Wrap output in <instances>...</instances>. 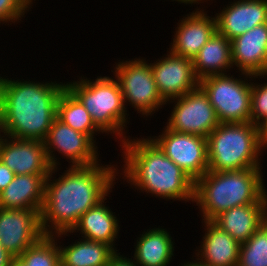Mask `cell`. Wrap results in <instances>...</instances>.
Here are the masks:
<instances>
[{"label":"cell","instance_id":"cell-1","mask_svg":"<svg viewBox=\"0 0 267 266\" xmlns=\"http://www.w3.org/2000/svg\"><path fill=\"white\" fill-rule=\"evenodd\" d=\"M96 163L86 167H69L58 179L52 168L45 183L41 210V228L45 235L72 231L80 217L105 199L113 188L118 169L115 165ZM51 178H54L51 180ZM51 222V223H50Z\"/></svg>","mask_w":267,"mask_h":266},{"label":"cell","instance_id":"cell-2","mask_svg":"<svg viewBox=\"0 0 267 266\" xmlns=\"http://www.w3.org/2000/svg\"><path fill=\"white\" fill-rule=\"evenodd\" d=\"M61 83V84H60ZM0 81V131L17 139L44 141L57 118V103L66 84Z\"/></svg>","mask_w":267,"mask_h":266},{"label":"cell","instance_id":"cell-3","mask_svg":"<svg viewBox=\"0 0 267 266\" xmlns=\"http://www.w3.org/2000/svg\"><path fill=\"white\" fill-rule=\"evenodd\" d=\"M123 175L131 186L162 199L194 201L195 182L151 138H127Z\"/></svg>","mask_w":267,"mask_h":266},{"label":"cell","instance_id":"cell-4","mask_svg":"<svg viewBox=\"0 0 267 266\" xmlns=\"http://www.w3.org/2000/svg\"><path fill=\"white\" fill-rule=\"evenodd\" d=\"M262 168L207 171L194 184V203L202 220L213 221L230 208L255 204L266 193Z\"/></svg>","mask_w":267,"mask_h":266},{"label":"cell","instance_id":"cell-5","mask_svg":"<svg viewBox=\"0 0 267 266\" xmlns=\"http://www.w3.org/2000/svg\"><path fill=\"white\" fill-rule=\"evenodd\" d=\"M207 149L208 171L220 172L261 168L259 156L266 148L259 126L250 121L220 123L207 137Z\"/></svg>","mask_w":267,"mask_h":266},{"label":"cell","instance_id":"cell-6","mask_svg":"<svg viewBox=\"0 0 267 266\" xmlns=\"http://www.w3.org/2000/svg\"><path fill=\"white\" fill-rule=\"evenodd\" d=\"M66 87L81 101L101 133L116 134L122 143L126 140L128 114L117 80L98 76L91 81L81 76L80 81L68 82Z\"/></svg>","mask_w":267,"mask_h":266},{"label":"cell","instance_id":"cell-7","mask_svg":"<svg viewBox=\"0 0 267 266\" xmlns=\"http://www.w3.org/2000/svg\"><path fill=\"white\" fill-rule=\"evenodd\" d=\"M241 75L245 76L244 80L230 77L229 73L199 80V86L207 94L220 123L251 121V82H247V78L251 81L250 78H258V75Z\"/></svg>","mask_w":267,"mask_h":266},{"label":"cell","instance_id":"cell-8","mask_svg":"<svg viewBox=\"0 0 267 266\" xmlns=\"http://www.w3.org/2000/svg\"><path fill=\"white\" fill-rule=\"evenodd\" d=\"M114 69L125 105L131 104L138 113L148 117L167 104L158 92L150 63L145 59L121 61Z\"/></svg>","mask_w":267,"mask_h":266},{"label":"cell","instance_id":"cell-9","mask_svg":"<svg viewBox=\"0 0 267 266\" xmlns=\"http://www.w3.org/2000/svg\"><path fill=\"white\" fill-rule=\"evenodd\" d=\"M166 103L175 104L166 123L167 129L207 138L220 124L207 94L200 86Z\"/></svg>","mask_w":267,"mask_h":266},{"label":"cell","instance_id":"cell-10","mask_svg":"<svg viewBox=\"0 0 267 266\" xmlns=\"http://www.w3.org/2000/svg\"><path fill=\"white\" fill-rule=\"evenodd\" d=\"M163 129L158 137L150 138L195 182L208 171L207 138Z\"/></svg>","mask_w":267,"mask_h":266},{"label":"cell","instance_id":"cell-11","mask_svg":"<svg viewBox=\"0 0 267 266\" xmlns=\"http://www.w3.org/2000/svg\"><path fill=\"white\" fill-rule=\"evenodd\" d=\"M96 144L56 118L44 140L47 159L52 168H58L55 151L69 159L71 167L92 166L100 161ZM54 152V153H53Z\"/></svg>","mask_w":267,"mask_h":266},{"label":"cell","instance_id":"cell-12","mask_svg":"<svg viewBox=\"0 0 267 266\" xmlns=\"http://www.w3.org/2000/svg\"><path fill=\"white\" fill-rule=\"evenodd\" d=\"M40 213V209L0 208V244L14 257L45 235Z\"/></svg>","mask_w":267,"mask_h":266},{"label":"cell","instance_id":"cell-13","mask_svg":"<svg viewBox=\"0 0 267 266\" xmlns=\"http://www.w3.org/2000/svg\"><path fill=\"white\" fill-rule=\"evenodd\" d=\"M154 80L161 97L167 102L183 96L199 86L193 61L168 52L166 57L150 63Z\"/></svg>","mask_w":267,"mask_h":266},{"label":"cell","instance_id":"cell-14","mask_svg":"<svg viewBox=\"0 0 267 266\" xmlns=\"http://www.w3.org/2000/svg\"><path fill=\"white\" fill-rule=\"evenodd\" d=\"M0 160L15 175L49 174L52 169L44 141L39 140L17 139L1 134Z\"/></svg>","mask_w":267,"mask_h":266},{"label":"cell","instance_id":"cell-15","mask_svg":"<svg viewBox=\"0 0 267 266\" xmlns=\"http://www.w3.org/2000/svg\"><path fill=\"white\" fill-rule=\"evenodd\" d=\"M199 10L187 14V17L177 23L176 34L169 49L173 54L193 60L217 31L216 17H210L207 11Z\"/></svg>","mask_w":267,"mask_h":266},{"label":"cell","instance_id":"cell-16","mask_svg":"<svg viewBox=\"0 0 267 266\" xmlns=\"http://www.w3.org/2000/svg\"><path fill=\"white\" fill-rule=\"evenodd\" d=\"M231 52L239 72L267 76V23L232 39Z\"/></svg>","mask_w":267,"mask_h":266},{"label":"cell","instance_id":"cell-17","mask_svg":"<svg viewBox=\"0 0 267 266\" xmlns=\"http://www.w3.org/2000/svg\"><path fill=\"white\" fill-rule=\"evenodd\" d=\"M216 15L217 31L231 41L267 23V0H238Z\"/></svg>","mask_w":267,"mask_h":266},{"label":"cell","instance_id":"cell-18","mask_svg":"<svg viewBox=\"0 0 267 266\" xmlns=\"http://www.w3.org/2000/svg\"><path fill=\"white\" fill-rule=\"evenodd\" d=\"M267 221V193L255 204L230 208L213 222L240 244L246 242Z\"/></svg>","mask_w":267,"mask_h":266},{"label":"cell","instance_id":"cell-19","mask_svg":"<svg viewBox=\"0 0 267 266\" xmlns=\"http://www.w3.org/2000/svg\"><path fill=\"white\" fill-rule=\"evenodd\" d=\"M202 222L206 229L196 261L204 266H237L241 244L213 221Z\"/></svg>","mask_w":267,"mask_h":266},{"label":"cell","instance_id":"cell-20","mask_svg":"<svg viewBox=\"0 0 267 266\" xmlns=\"http://www.w3.org/2000/svg\"><path fill=\"white\" fill-rule=\"evenodd\" d=\"M105 200L106 198L96 206L86 211L80 217V220L72 229V231L58 233L55 234L56 236H52L62 238V235L68 236L69 233L80 231L82 238L90 241L106 243L107 245H110L115 251H118L116 250L114 242L118 238L117 236H119L118 233L120 232V225H118L119 220L117 219L115 214H113L111 209H109L110 207L105 206Z\"/></svg>","mask_w":267,"mask_h":266},{"label":"cell","instance_id":"cell-21","mask_svg":"<svg viewBox=\"0 0 267 266\" xmlns=\"http://www.w3.org/2000/svg\"><path fill=\"white\" fill-rule=\"evenodd\" d=\"M48 175H15L7 187L0 192V208L42 210Z\"/></svg>","mask_w":267,"mask_h":266},{"label":"cell","instance_id":"cell-22","mask_svg":"<svg viewBox=\"0 0 267 266\" xmlns=\"http://www.w3.org/2000/svg\"><path fill=\"white\" fill-rule=\"evenodd\" d=\"M192 61L199 80L211 75L226 74L224 72H229L233 67L231 41L216 31Z\"/></svg>","mask_w":267,"mask_h":266},{"label":"cell","instance_id":"cell-23","mask_svg":"<svg viewBox=\"0 0 267 266\" xmlns=\"http://www.w3.org/2000/svg\"><path fill=\"white\" fill-rule=\"evenodd\" d=\"M134 246L136 266H167L174 256V243L165 228L155 227L145 231Z\"/></svg>","mask_w":267,"mask_h":266},{"label":"cell","instance_id":"cell-24","mask_svg":"<svg viewBox=\"0 0 267 266\" xmlns=\"http://www.w3.org/2000/svg\"><path fill=\"white\" fill-rule=\"evenodd\" d=\"M61 246L58 245L61 266H107L116 252L106 243L84 238L66 247Z\"/></svg>","mask_w":267,"mask_h":266},{"label":"cell","instance_id":"cell-25","mask_svg":"<svg viewBox=\"0 0 267 266\" xmlns=\"http://www.w3.org/2000/svg\"><path fill=\"white\" fill-rule=\"evenodd\" d=\"M57 118L72 129L86 134L94 143V134L101 132L81 101L67 87L59 96Z\"/></svg>","mask_w":267,"mask_h":266},{"label":"cell","instance_id":"cell-26","mask_svg":"<svg viewBox=\"0 0 267 266\" xmlns=\"http://www.w3.org/2000/svg\"><path fill=\"white\" fill-rule=\"evenodd\" d=\"M57 239L52 235H44L19 257H14L9 266H61Z\"/></svg>","mask_w":267,"mask_h":266},{"label":"cell","instance_id":"cell-27","mask_svg":"<svg viewBox=\"0 0 267 266\" xmlns=\"http://www.w3.org/2000/svg\"><path fill=\"white\" fill-rule=\"evenodd\" d=\"M237 266H267V221L240 245Z\"/></svg>","mask_w":267,"mask_h":266},{"label":"cell","instance_id":"cell-28","mask_svg":"<svg viewBox=\"0 0 267 266\" xmlns=\"http://www.w3.org/2000/svg\"><path fill=\"white\" fill-rule=\"evenodd\" d=\"M251 83V122L260 126L267 119V83Z\"/></svg>","mask_w":267,"mask_h":266},{"label":"cell","instance_id":"cell-29","mask_svg":"<svg viewBox=\"0 0 267 266\" xmlns=\"http://www.w3.org/2000/svg\"><path fill=\"white\" fill-rule=\"evenodd\" d=\"M32 2L33 0H0V23H15L21 20L29 11Z\"/></svg>","mask_w":267,"mask_h":266},{"label":"cell","instance_id":"cell-30","mask_svg":"<svg viewBox=\"0 0 267 266\" xmlns=\"http://www.w3.org/2000/svg\"><path fill=\"white\" fill-rule=\"evenodd\" d=\"M15 173L0 160V192L14 179Z\"/></svg>","mask_w":267,"mask_h":266},{"label":"cell","instance_id":"cell-31","mask_svg":"<svg viewBox=\"0 0 267 266\" xmlns=\"http://www.w3.org/2000/svg\"><path fill=\"white\" fill-rule=\"evenodd\" d=\"M107 266H136L132 258H127L117 251L111 256Z\"/></svg>","mask_w":267,"mask_h":266},{"label":"cell","instance_id":"cell-32","mask_svg":"<svg viewBox=\"0 0 267 266\" xmlns=\"http://www.w3.org/2000/svg\"><path fill=\"white\" fill-rule=\"evenodd\" d=\"M14 258L1 244H0V266H9Z\"/></svg>","mask_w":267,"mask_h":266},{"label":"cell","instance_id":"cell-33","mask_svg":"<svg viewBox=\"0 0 267 266\" xmlns=\"http://www.w3.org/2000/svg\"><path fill=\"white\" fill-rule=\"evenodd\" d=\"M260 138L263 147H267V119L259 126Z\"/></svg>","mask_w":267,"mask_h":266},{"label":"cell","instance_id":"cell-34","mask_svg":"<svg viewBox=\"0 0 267 266\" xmlns=\"http://www.w3.org/2000/svg\"><path fill=\"white\" fill-rule=\"evenodd\" d=\"M172 1H177V2H179V3H184V4H191L192 5V3H202V2H204L205 0H172ZM200 1V2H199ZM202 1V2H201ZM207 1H209V0H206V2Z\"/></svg>","mask_w":267,"mask_h":266},{"label":"cell","instance_id":"cell-35","mask_svg":"<svg viewBox=\"0 0 267 266\" xmlns=\"http://www.w3.org/2000/svg\"><path fill=\"white\" fill-rule=\"evenodd\" d=\"M182 266H204V265H202L199 262H197L196 260H194V262L188 261L187 263L182 264Z\"/></svg>","mask_w":267,"mask_h":266}]
</instances>
